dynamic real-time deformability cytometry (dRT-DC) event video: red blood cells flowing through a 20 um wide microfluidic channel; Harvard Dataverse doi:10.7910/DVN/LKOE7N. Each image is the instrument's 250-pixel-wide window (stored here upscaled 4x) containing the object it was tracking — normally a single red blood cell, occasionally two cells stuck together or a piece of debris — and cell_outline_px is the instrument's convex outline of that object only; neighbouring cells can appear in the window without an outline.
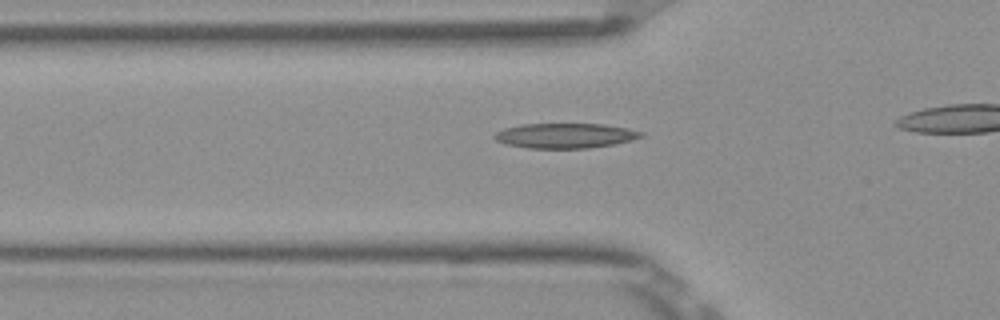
{"species": "Egyptian fruit bat (a non-hibernating species)", "species_latin": "Rousettus aegyptiacus", "temperature_condition": "room temperature", "stored_images_in_passage": 31, "camera_frame_rate_fps": 3000, "um_per_image_px": 0.085, "frame": {"image": 1, "passage_image": 13, "time_ms": 4.0, "image_size_px": [1000, 320], "cell_outline_px": [[644, 136], [632, 140], [612, 144], [588, 148], [528, 148], [508, 144], [496, 140], [492, 136], [496, 132], [504, 128], [520, 124], [604, 124], [628, 128], [644, 132]], "centroid_in_image_um": [48.05, 11.52], "position_along_channel_um": 77.7, "area_um2": 21.27}}
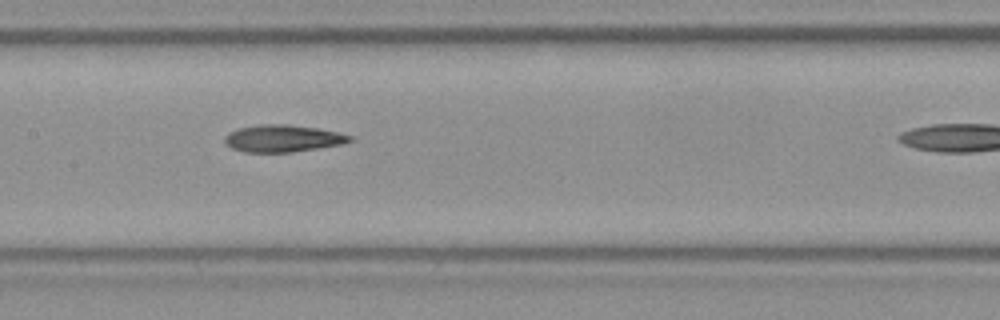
{"frame": {"image": 2, "passage_image": 21, "time_ms": 6.667, "image_size_px": [1000, 320], "cell_outline_px": [[356, 140], [344, 144], [292, 152], [244, 152], [232, 148], [224, 144], [224, 136], [228, 132], [240, 128], [264, 124], [288, 124], [316, 128], [336, 132], [352, 136]], "centroid_in_image_um": [24.04, 11.77], "position_along_channel_um": 183.4, "area_um2": 19.83}}
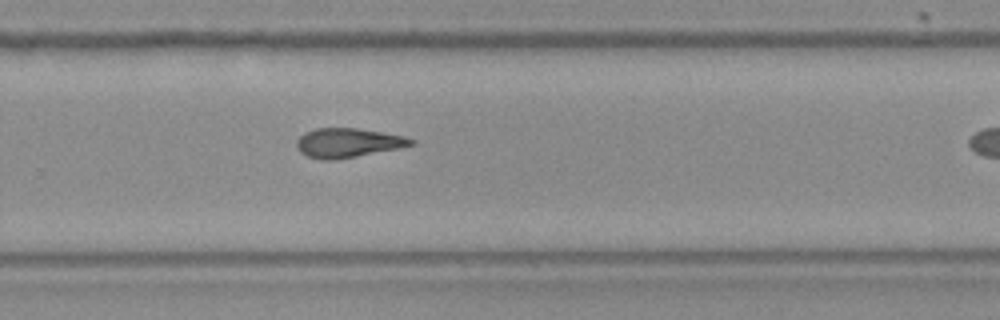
{"frame": {"image": 3, "passage_image": 30, "time_ms": 9.667, "image_size_px": [1000, 320], "cell_outline_px": [[416, 144], [400, 148], [356, 156], [332, 160], [320, 160], [308, 156], [300, 152], [296, 148], [296, 140], [304, 132], [316, 128], [356, 128], [384, 132], [404, 136], [416, 140]], "centroid_in_image_um": [29.57, 12.13], "position_along_channel_um": 300.2, "area_um2": 19.65}}